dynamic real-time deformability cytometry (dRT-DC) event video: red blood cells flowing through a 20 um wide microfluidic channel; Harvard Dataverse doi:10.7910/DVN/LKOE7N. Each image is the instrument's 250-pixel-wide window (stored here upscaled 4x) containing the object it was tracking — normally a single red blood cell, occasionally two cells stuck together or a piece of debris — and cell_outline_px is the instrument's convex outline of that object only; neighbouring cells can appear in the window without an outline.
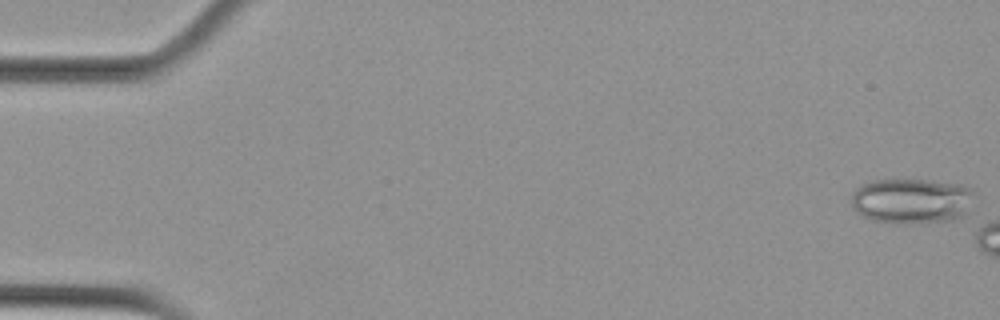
{"species": "Egyptian fruit bat (a non-hibernating species)", "species_latin": "Rousettus aegyptiacus", "temperature_condition": "cold", "stored_images_in_passage": 4, "camera_frame_rate_fps": 3000, "um_per_image_px": 0.085, "animal": {"sex": "female"}, "frame": {"image": 1, "passage_image": 1, "time_ms": 0.0, "image_size_px": [1000, 320], "cell_outline_px": [[972, 192], [964, 216], [960, 220], [904, 224], [900, 224], [872, 220], [856, 212], [852, 208], [852, 192], [856, 188], [872, 180], [932, 180], [964, 184], [972, 188]], "centroid_in_image_um": [77.48, 17.08], "position_along_channel_um": 7.5, "area_um2": 32.71}}